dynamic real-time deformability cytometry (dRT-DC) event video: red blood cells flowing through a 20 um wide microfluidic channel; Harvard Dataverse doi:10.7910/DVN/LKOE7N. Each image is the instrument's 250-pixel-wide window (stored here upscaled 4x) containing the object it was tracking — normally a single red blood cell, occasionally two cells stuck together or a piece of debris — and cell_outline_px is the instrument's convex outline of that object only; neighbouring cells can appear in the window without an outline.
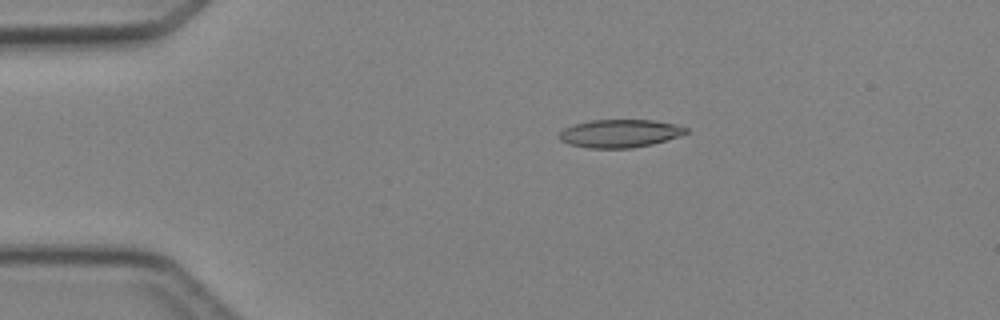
{"species": "Egyptian fruit bat (a non-hibernating species)", "species_latin": "Rousettus aegyptiacus", "temperature_condition": "cold", "stored_images_in_passage": 3, "camera_frame_rate_fps": 3000, "um_per_image_px": 0.085, "animal": {"sex": "female"}, "frame": {"image": 1, "passage_image": 2, "time_ms": 1.333, "image_size_px": [1000, 320], "cell_outline_px": [[688, 132], [680, 136], [652, 144], [632, 148], [588, 148], [568, 144], [560, 140], [556, 136], [564, 128], [576, 124], [592, 120], [652, 120], [676, 124], [688, 128]], "centroid_in_image_um": [52.68, 11.35], "position_along_channel_um": 32.3, "area_um2": 20.75}}